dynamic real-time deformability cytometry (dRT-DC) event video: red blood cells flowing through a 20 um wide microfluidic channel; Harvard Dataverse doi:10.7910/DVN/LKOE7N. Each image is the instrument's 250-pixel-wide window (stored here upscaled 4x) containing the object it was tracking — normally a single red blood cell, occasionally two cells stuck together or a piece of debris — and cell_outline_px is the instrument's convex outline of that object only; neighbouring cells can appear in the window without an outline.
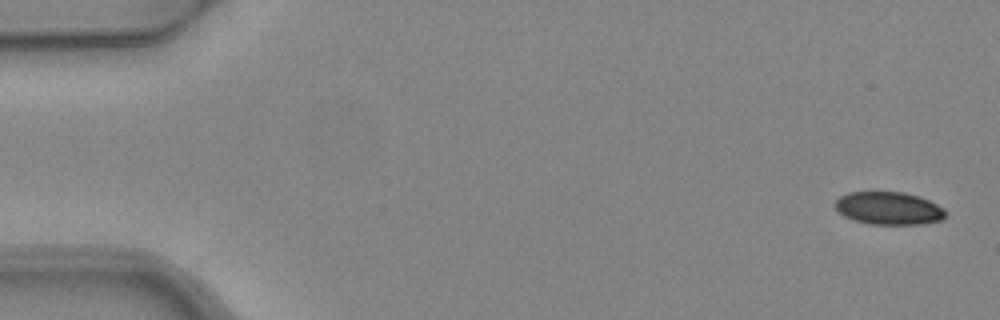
{"species": "common noctule bat (a hibernating species)", "species_latin": "Nyctalus noctula", "temperature_condition": "warm", "stored_images_in_passage": 5, "camera_frame_rate_fps": 3000, "um_per_image_px": 0.085, "animal": {"sex": "female", "body_mass_g": 24.6, "forearm_length_mm": 56.2}, "frame": {"image": 1, "passage_image": 1, "time_ms": 0.0, "image_size_px": [1000, 320], "cell_outline_px": [[948, 212], [944, 220], [920, 224], [868, 224], [844, 216], [836, 208], [836, 200], [840, 196], [848, 192], [904, 192], [920, 196], [944, 208]], "centroid_in_image_um": [75.6, 17.7], "position_along_channel_um": 9.4, "area_um2": 21.15}}
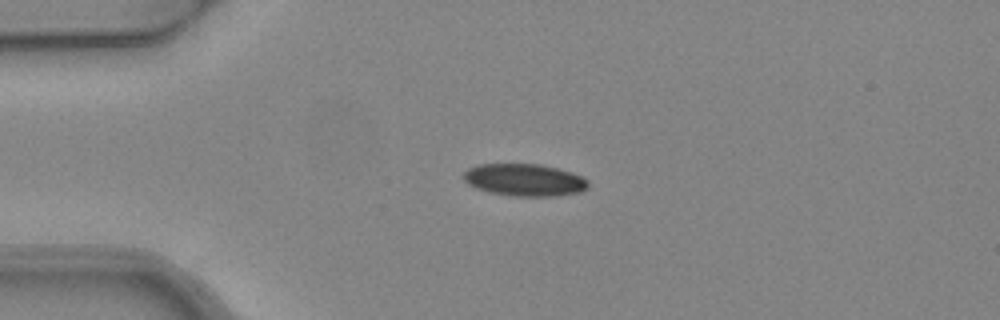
{"frame": {"image": 2, "passage_image": 4, "time_ms": 1.0, "image_size_px": [1000, 320], "cell_outline_px": [[588, 188], [580, 192], [552, 196], [512, 196], [488, 192], [476, 188], [468, 184], [464, 180], [464, 172], [468, 168], [476, 164], [540, 164], [572, 172], [584, 176], [588, 180]], "centroid_in_image_um": [44.59, 15.29], "position_along_channel_um": 40.4, "area_um2": 23.58}}